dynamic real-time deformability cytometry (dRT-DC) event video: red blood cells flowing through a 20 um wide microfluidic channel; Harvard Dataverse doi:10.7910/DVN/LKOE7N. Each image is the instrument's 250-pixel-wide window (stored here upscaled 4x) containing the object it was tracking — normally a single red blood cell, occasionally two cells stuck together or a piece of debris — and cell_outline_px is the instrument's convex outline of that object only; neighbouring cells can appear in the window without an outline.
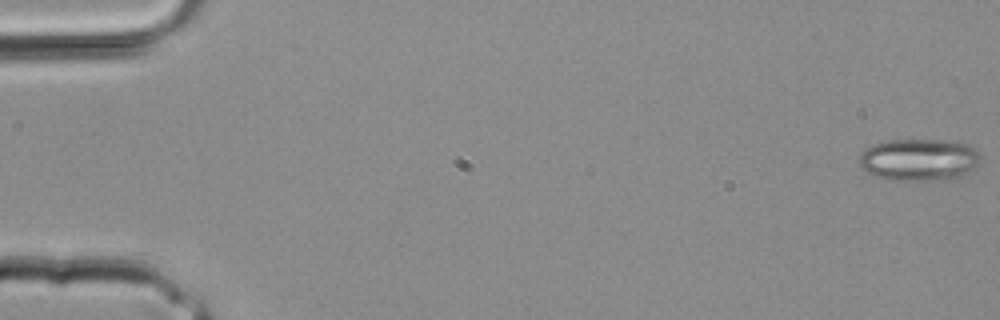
{"species": "common noctule bat (a hibernating species)", "species_latin": "Nyctalus noctula", "temperature_condition": "room temperature", "stored_images_in_passage": 3, "camera_frame_rate_fps": 3000, "um_per_image_px": 0.085, "animal": {"sex": "male", "body_mass_g": 20.4}, "frame": {"image": 1, "passage_image": 1, "time_ms": 0.0, "image_size_px": [1000, 320], "cell_outline_px": [[980, 160], [968, 176], [924, 180], [896, 180], [876, 176], [864, 172], [860, 164], [860, 156], [864, 148], [872, 144], [888, 140], [952, 140], [968, 144], [980, 156]], "centroid_in_image_um": [78.11, 13.56], "position_along_channel_um": 6.9, "area_um2": 29.82}}